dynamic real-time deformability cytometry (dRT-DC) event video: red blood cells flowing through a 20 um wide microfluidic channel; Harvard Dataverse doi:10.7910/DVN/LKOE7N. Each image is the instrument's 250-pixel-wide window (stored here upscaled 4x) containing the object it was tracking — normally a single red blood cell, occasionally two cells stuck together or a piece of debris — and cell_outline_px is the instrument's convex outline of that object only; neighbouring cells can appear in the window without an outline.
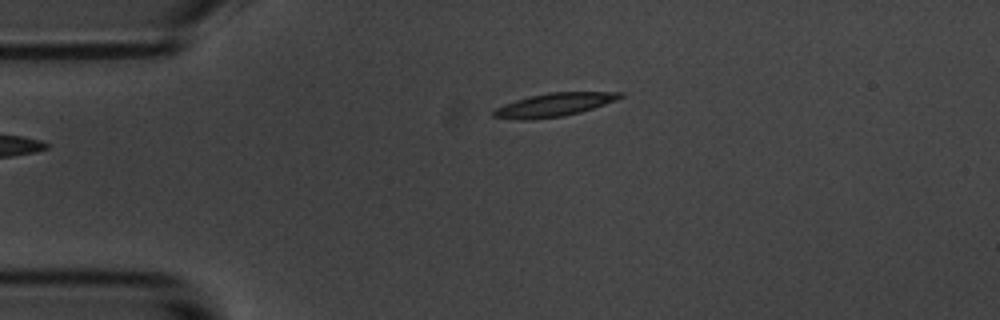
{"species": "common noctule bat (a hibernating species)", "species_latin": "Nyctalus noctula", "temperature_condition": "room temperature", "stored_images_in_passage": 4, "camera_frame_rate_fps": 3000, "um_per_image_px": 0.085, "animal": {"sex": "male", "body_mass_g": 20.1, "forearm_length_mm": 53.5}, "frame": {"image": 1, "passage_image": 4, "time_ms": 3.333, "image_size_px": [1000, 320], "cell_outline_px": [[624, 96], [616, 100], [580, 112], [564, 116], [532, 120], [524, 120], [492, 116], [492, 112], [496, 108], [504, 104], [528, 96], [548, 92], [624, 92]], "centroid_in_image_um": [47.09, 8.9], "position_along_channel_um": 37.9, "area_um2": 17.17}}